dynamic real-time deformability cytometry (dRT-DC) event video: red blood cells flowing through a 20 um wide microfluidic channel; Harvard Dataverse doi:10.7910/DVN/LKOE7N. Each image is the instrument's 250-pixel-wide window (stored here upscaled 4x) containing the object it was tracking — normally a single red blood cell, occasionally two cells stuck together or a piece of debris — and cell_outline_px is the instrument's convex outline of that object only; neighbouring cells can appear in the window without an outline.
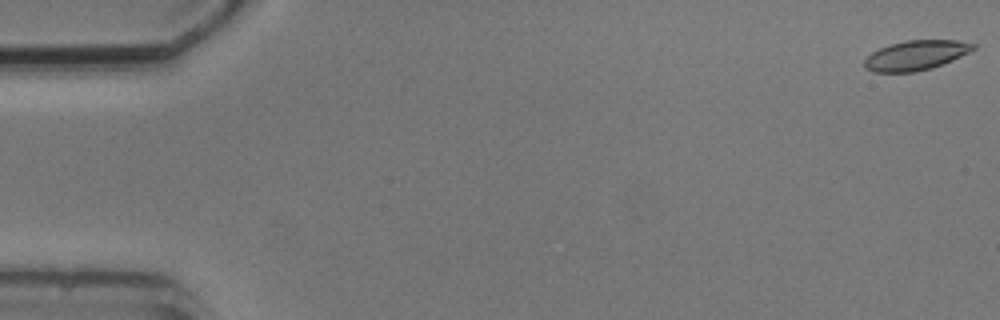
{"species": "common noctule bat (a hibernating species)", "species_latin": "Nyctalus noctula", "temperature_condition": "cold", "stored_images_in_passage": 6, "camera_frame_rate_fps": 3000, "um_per_image_px": 0.085, "animal": {"sex": "male", "body_mass_g": 20.5, "forearm_length_mm": 52.5}, "frame": {"image": 1, "passage_image": 1, "time_ms": 0.0, "image_size_px": [1000, 320], "cell_outline_px": [[976, 48], [952, 60], [932, 68], [916, 72], [872, 72], [864, 68], [864, 60], [872, 52], [880, 48], [904, 40], [960, 40], [976, 44]], "centroid_in_image_um": [77.84, 4.7], "position_along_channel_um": 7.2, "area_um2": 18.84}}
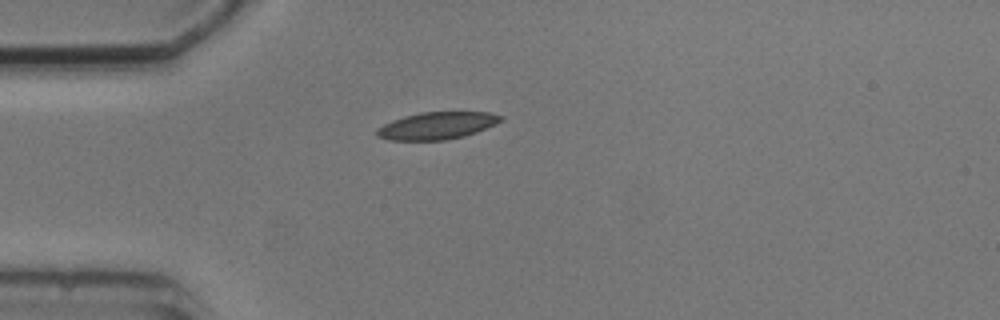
{"frame": {"image": 2, "passage_image": 5, "time_ms": 4.667, "image_size_px": [1000, 320], "cell_outline_px": [[504, 120], [496, 124], [476, 132], [464, 136], [444, 140], [388, 140], [376, 136], [376, 128], [392, 120], [404, 116], [420, 112], [488, 112], [504, 116]], "centroid_in_image_um": [37.14, 10.68], "position_along_channel_um": 47.9, "area_um2": 19.77}}